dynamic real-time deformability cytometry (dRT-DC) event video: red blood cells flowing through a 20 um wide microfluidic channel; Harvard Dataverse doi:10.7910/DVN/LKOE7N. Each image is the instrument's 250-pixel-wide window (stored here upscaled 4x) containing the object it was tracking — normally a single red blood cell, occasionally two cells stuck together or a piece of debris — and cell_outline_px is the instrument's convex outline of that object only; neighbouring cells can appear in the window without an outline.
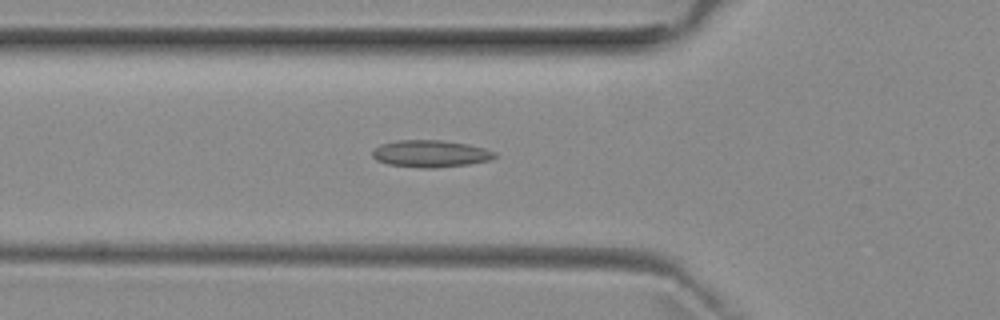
{"species": "common noctule bat (a hibernating species)", "species_latin": "Nyctalus noctula", "temperature_condition": "room temperature", "stored_images_in_passage": 37, "camera_frame_rate_fps": 3000, "um_per_image_px": 0.085, "animal": {"sex": "female", "body_mass_g": 29.2, "forearm_length_mm": 56.3}, "frame": {"image": 1, "passage_image": 3, "time_ms": 0.667, "image_size_px": [1000, 320], "cell_outline_px": [[496, 156], [488, 160], [468, 164], [432, 168], [420, 168], [388, 164], [376, 160], [372, 156], [372, 148], [380, 144], [396, 140], [440, 140], [468, 144], [484, 148], [496, 152]], "centroid_in_image_um": [36.54, 13.05], "position_along_channel_um": 89.3, "area_um2": 19.31}}
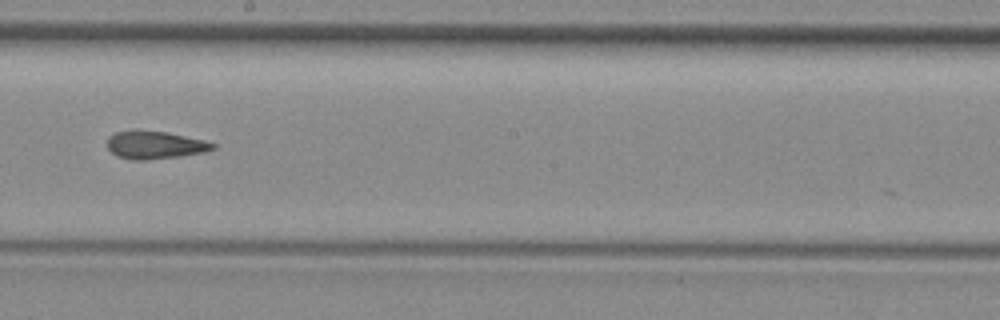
{"frame": {"image": 2, "passage_image": 14, "time_ms": 4.333, "image_size_px": [1000, 320], "cell_outline_px": [[216, 148], [204, 152], [180, 156], [148, 160], [132, 160], [116, 156], [108, 148], [108, 136], [116, 132], [136, 128], [168, 132], [204, 140], [216, 144]], "centroid_in_image_um": [13.14, 12.3], "position_along_channel_um": 235.1, "area_um2": 17.51}}
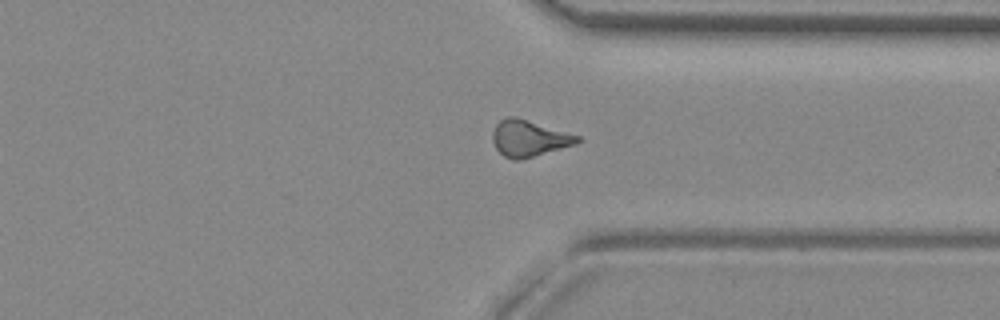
{"frame": {"image": 3, "passage_image": 24, "time_ms": 7.667, "image_size_px": [1000, 320], "cell_outline_px": [[584, 140], [576, 144], [520, 160], [512, 160], [504, 156], [496, 148], [492, 140], [492, 132], [496, 124], [500, 120], [508, 116], [516, 116], [580, 136]], "centroid_in_image_um": [44.97, 11.75], "position_along_channel_um": 366.4, "area_um2": 18.03}, "authors_computed_cell_mechanics": {"area_um2": 17.1666, "velocity_mm_per_s": 3.9648, "shape_relaxation_time_tau1_ms": null, "shape_relaxation_time_tau2_ms": 3.8329, "deformation_change_tau1": null, "deformation_change_tau2": 0.1387}}